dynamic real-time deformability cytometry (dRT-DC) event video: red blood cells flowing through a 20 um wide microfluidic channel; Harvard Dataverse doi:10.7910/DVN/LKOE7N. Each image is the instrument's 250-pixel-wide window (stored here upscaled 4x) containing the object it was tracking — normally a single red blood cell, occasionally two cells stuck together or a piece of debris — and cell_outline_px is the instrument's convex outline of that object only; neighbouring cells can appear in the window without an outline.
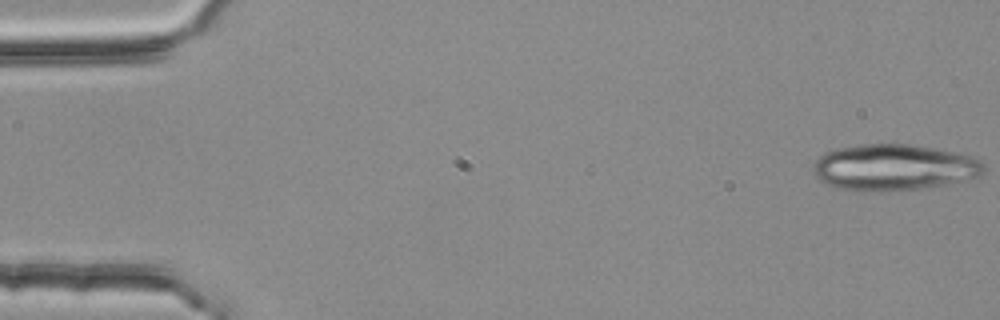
{"species": "common noctule bat (a hibernating species)", "species_latin": "Nyctalus noctula", "temperature_condition": "room temperature", "stored_images_in_passage": 50, "segment_of_instrument_passage": [1, 2], "camera_frame_rate_fps": 3000, "um_per_image_px": 0.085, "animal": {"sex": "female", "body_mass_g": 25.1}, "frame": {"image": 1, "passage_image": 1, "time_ms": 0.0, "image_size_px": [1000, 320], "cell_outline_px": [[984, 168], [980, 176], [948, 184], [920, 188], [836, 188], [824, 184], [812, 172], [812, 168], [816, 160], [824, 152], [836, 148], [864, 144], [908, 144], [932, 148], [952, 152], [968, 156], [980, 160], [984, 164]], "centroid_in_image_um": [75.96, 14.18], "position_along_channel_um": 9.0, "area_um2": 44.62}}